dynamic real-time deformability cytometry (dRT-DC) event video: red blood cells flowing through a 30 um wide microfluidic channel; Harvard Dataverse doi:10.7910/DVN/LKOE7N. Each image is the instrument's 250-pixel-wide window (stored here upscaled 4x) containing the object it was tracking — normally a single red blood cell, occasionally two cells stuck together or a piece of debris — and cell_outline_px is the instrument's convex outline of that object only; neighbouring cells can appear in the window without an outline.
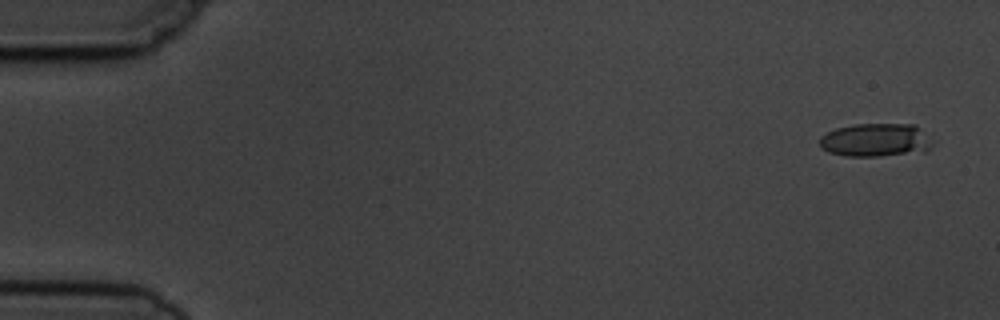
{"species": "common noctule bat (a hibernating species)", "species_latin": "Nyctalus noctula", "temperature_condition": "cold", "stored_images_in_passage": 7, "camera_frame_rate_fps": 3000, "um_per_image_px": 0.085, "animal": {"sex": "male", "body_mass_g": 19.5, "forearm_length_mm": 54.6}, "frame": {"image": 1, "passage_image": 1, "time_ms": 0.0, "image_size_px": [1000, 320], "cell_outline_px": [[928, 152], [880, 156], [844, 156], [828, 152], [820, 144], [820, 136], [836, 128], [852, 124], [916, 124], [928, 144]], "centroid_in_image_um": [74.35, 11.91], "position_along_channel_um": 10.7, "area_um2": 21.56}}
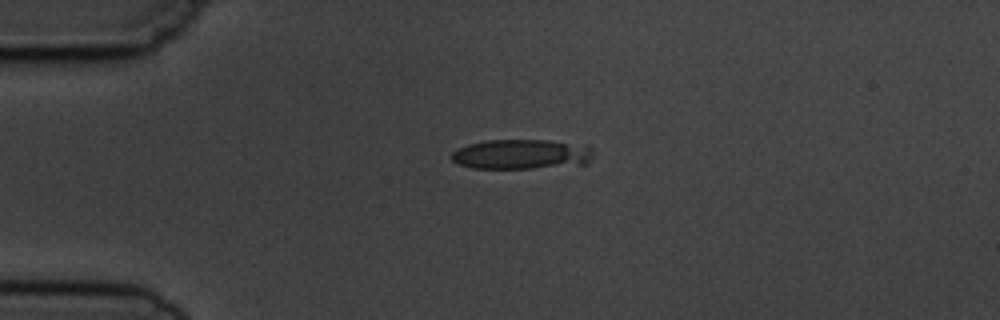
{"frame": {"image": 2, "passage_image": 4, "time_ms": 3.667, "image_size_px": [1000, 320], "cell_outline_px": [[596, 152], [588, 164], [532, 168], [472, 168], [460, 164], [452, 160], [452, 152], [456, 148], [468, 144], [484, 140], [548, 140], [592, 148]], "centroid_in_image_um": [44.31, 13.11], "position_along_channel_um": 40.7, "area_um2": 24.62}}